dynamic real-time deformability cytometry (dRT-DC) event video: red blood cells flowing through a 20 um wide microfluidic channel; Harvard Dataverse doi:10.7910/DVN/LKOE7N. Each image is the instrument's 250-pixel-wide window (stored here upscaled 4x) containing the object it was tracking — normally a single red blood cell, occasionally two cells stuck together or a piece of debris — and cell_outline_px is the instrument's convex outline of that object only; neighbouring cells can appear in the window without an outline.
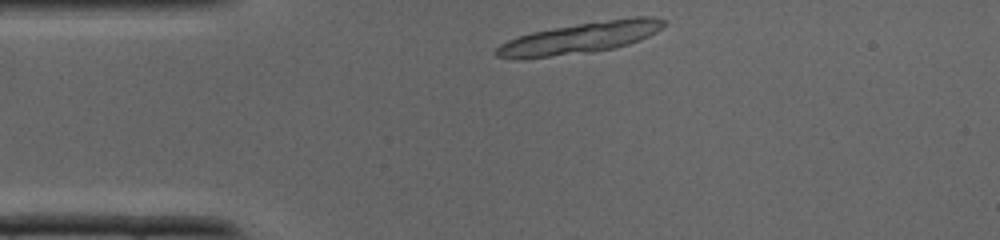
{"species": "common noctule bat (a hibernating species)", "species_latin": "Nyctalus noctula", "temperature_condition": "cold", "stored_images_in_passage": 30, "segment_of_instrument_passage": [1, 2], "camera_frame_rate_fps": 3000, "um_per_image_px": 0.085, "animal": {"sex": "male", "body_mass_g": 19.0, "forearm_length_mm": 50.8}, "frame": {"image": 1, "passage_image": 1, "time_ms": 0.0, "image_size_px": [1000, 240], "cell_outline_px": [[668, 24], [656, 32], [640, 40], [628, 44], [612, 48], [592, 52], [524, 60], [520, 60], [496, 56], [492, 52], [500, 44], [508, 40], [532, 32], [552, 28], [632, 16], [652, 16], [664, 20]], "centroid_in_image_um": [49.29, 3.24], "position_along_channel_um": 35.7, "area_um2": 30.63}}